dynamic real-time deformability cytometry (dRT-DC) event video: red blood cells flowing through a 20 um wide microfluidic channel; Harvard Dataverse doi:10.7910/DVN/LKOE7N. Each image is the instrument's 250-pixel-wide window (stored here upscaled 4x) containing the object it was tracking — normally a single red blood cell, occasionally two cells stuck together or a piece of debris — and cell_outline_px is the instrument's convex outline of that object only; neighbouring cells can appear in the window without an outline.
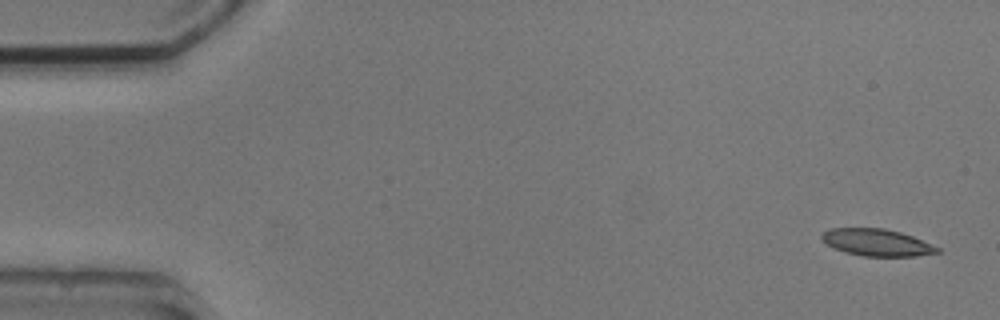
{"species": "common noctule bat (a hibernating species)", "species_latin": "Nyctalus noctula", "temperature_condition": "cold", "stored_images_in_passage": 6, "camera_frame_rate_fps": 3000, "um_per_image_px": 0.085, "animal": {"sex": "male", "body_mass_g": 20.5, "forearm_length_mm": 52.5}, "frame": {"image": 1, "passage_image": 1, "time_ms": 0.0, "image_size_px": [1000, 320], "cell_outline_px": [[940, 252], [916, 256], [864, 256], [844, 252], [828, 244], [820, 236], [824, 232], [832, 228], [884, 228], [900, 232], [912, 236], [940, 248]], "centroid_in_image_um": [74.55, 20.61], "position_along_channel_um": 10.4, "area_um2": 17.92}}
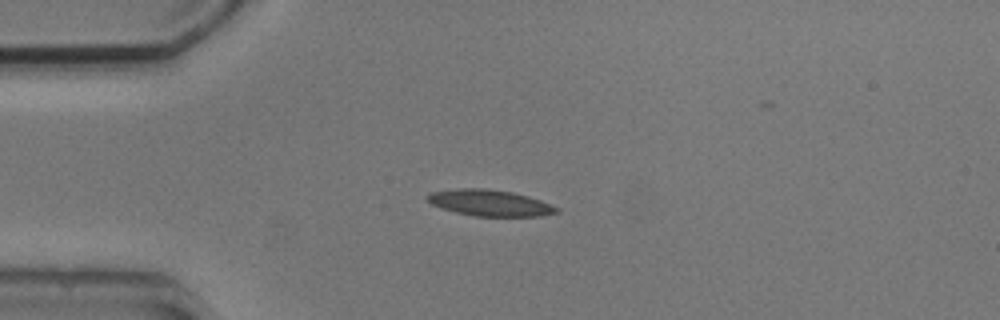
{"frame": {"image": 2, "passage_image": 4, "time_ms": 3.667, "image_size_px": [1000, 320], "cell_outline_px": [[560, 212], [540, 216], [472, 216], [440, 208], [432, 204], [424, 196], [428, 192], [456, 188], [488, 188], [512, 192], [528, 196], [540, 200], [560, 208]], "centroid_in_image_um": [41.6, 17.24], "position_along_channel_um": 43.4, "area_um2": 20.0}}